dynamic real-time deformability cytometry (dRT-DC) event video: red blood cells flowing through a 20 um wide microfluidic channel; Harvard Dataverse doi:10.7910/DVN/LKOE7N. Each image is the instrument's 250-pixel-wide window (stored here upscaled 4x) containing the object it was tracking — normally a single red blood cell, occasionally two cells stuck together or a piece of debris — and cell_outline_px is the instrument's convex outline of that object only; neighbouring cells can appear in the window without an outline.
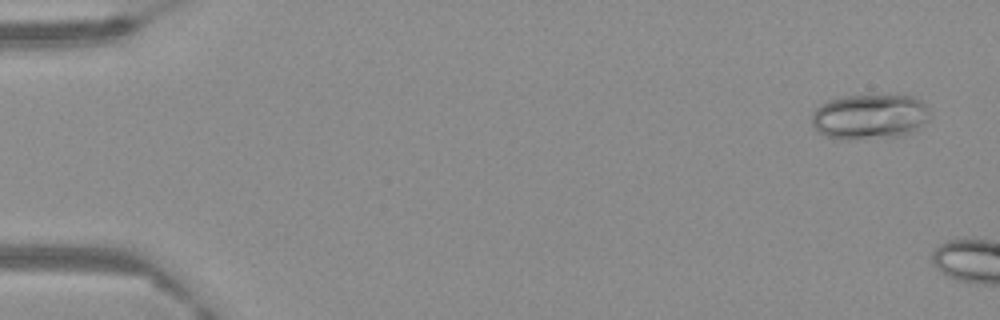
{"species": "Egyptian fruit bat (a non-hibernating species)", "species_latin": "Rousettus aegyptiacus", "temperature_condition": "warm", "stored_images_in_passage": 8, "camera_frame_rate_fps": 3000, "um_per_image_px": 0.085, "frame": {"image": 1, "passage_image": 3, "time_ms": 0.667, "image_size_px": [1000, 320], "cell_outline_px": [[932, 112], [928, 120], [916, 132], [900, 136], [852, 140], [844, 140], [824, 136], [812, 124], [812, 112], [820, 104], [828, 100], [844, 96], [912, 96], [920, 100]], "centroid_in_image_um": [73.95, 9.94], "position_along_channel_um": 11.1, "area_um2": 31.44}}